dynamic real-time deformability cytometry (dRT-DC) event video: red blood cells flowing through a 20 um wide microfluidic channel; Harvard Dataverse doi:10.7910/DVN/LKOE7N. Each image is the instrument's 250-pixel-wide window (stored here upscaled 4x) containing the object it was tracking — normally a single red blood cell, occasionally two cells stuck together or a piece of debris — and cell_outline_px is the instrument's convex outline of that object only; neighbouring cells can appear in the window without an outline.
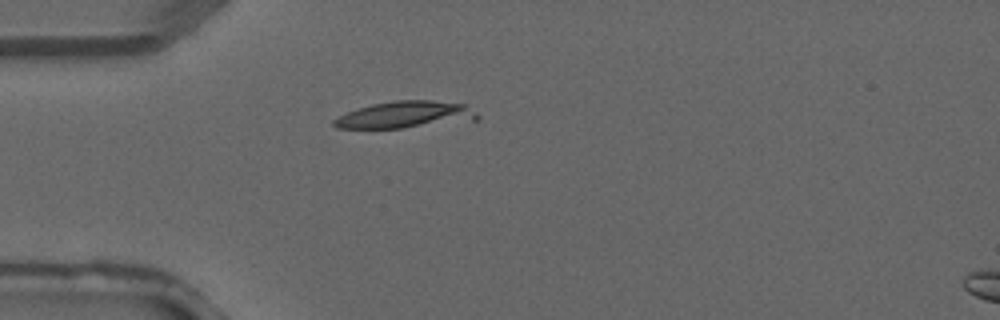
{"species": "common noctule bat (a hibernating species)", "species_latin": "Nyctalus noctula", "temperature_condition": "warm", "stored_images_in_passage": 2, "camera_frame_rate_fps": 3000, "um_per_image_px": 0.085, "animal": {"sex": "male", "forearm_length_mm": 52.5}, "frame": {"image": 1, "passage_image": 1, "time_ms": 0.0, "image_size_px": [1000, 320], "cell_outline_px": [[480, 120], [404, 128], [336, 128], [332, 124], [332, 120], [348, 112], [372, 104], [396, 100], [432, 100], [464, 104], [476, 112], [480, 116]], "centroid_in_image_um": [34.51, 9.76], "position_along_channel_um": 50.5, "area_um2": 22.54}}